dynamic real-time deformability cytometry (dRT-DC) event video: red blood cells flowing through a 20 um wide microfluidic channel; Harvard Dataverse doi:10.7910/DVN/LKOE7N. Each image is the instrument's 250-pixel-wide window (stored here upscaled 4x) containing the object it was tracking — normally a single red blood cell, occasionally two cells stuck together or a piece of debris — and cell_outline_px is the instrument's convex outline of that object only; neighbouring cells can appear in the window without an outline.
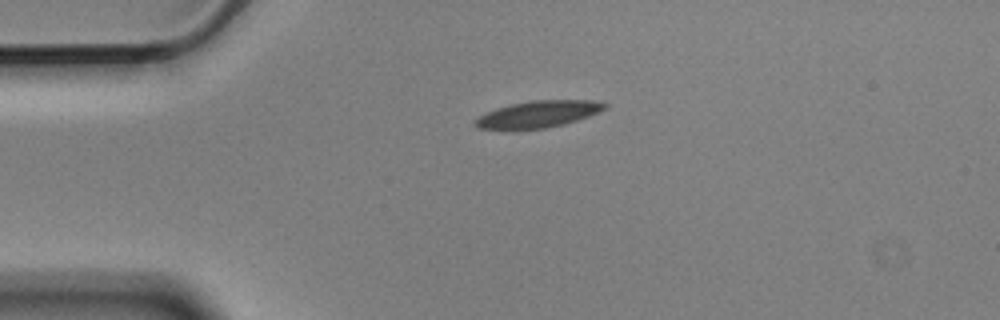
{"species": "Egyptian fruit bat (a non-hibernating species)", "species_latin": "Rousettus aegyptiacus", "temperature_condition": "cold", "stored_images_in_passage": 5, "camera_frame_rate_fps": 3000, "um_per_image_px": 0.085, "animal": {"sex": "male"}, "frame": {"image": 1, "passage_image": 1, "time_ms": 0.0, "image_size_px": [1000, 320], "cell_outline_px": [[608, 104], [604, 108], [588, 116], [564, 124], [544, 128], [512, 132], [480, 128], [472, 124], [472, 120], [496, 108], [512, 104], [532, 100], [592, 100]], "centroid_in_image_um": [45.63, 9.74], "position_along_channel_um": 39.4, "area_um2": 20.52}}
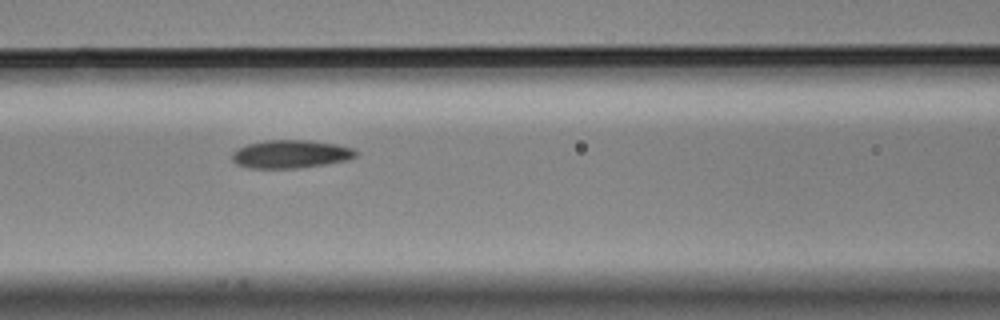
{"frame": {"image": 2, "passage_image": 4, "time_ms": 1.0, "image_size_px": [1000, 320], "cell_outline_px": [[360, 152], [356, 156], [348, 160], [324, 164], [296, 168], [248, 168], [236, 164], [232, 160], [232, 152], [236, 148], [248, 144], [264, 140], [308, 140], [336, 144], [352, 148]], "centroid_in_image_um": [24.69, 13.09], "position_along_channel_um": 141.9, "area_um2": 20.4}}
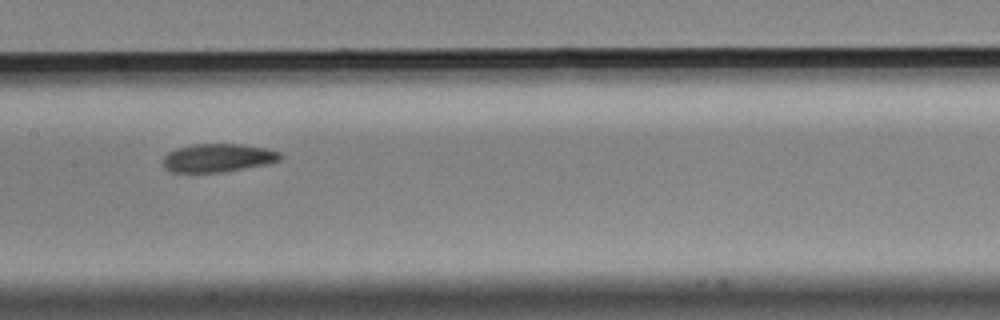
{"frame": {"image": 3, "passage_image": 5, "time_ms": 1.333, "image_size_px": [1000, 320], "cell_outline_px": [[284, 156], [280, 160], [268, 164], [224, 172], [172, 172], [164, 168], [164, 156], [168, 152], [176, 148], [192, 144], [240, 144], [264, 148], [280, 152]], "centroid_in_image_um": [18.54, 13.42], "position_along_channel_um": 188.9, "area_um2": 19.42}}